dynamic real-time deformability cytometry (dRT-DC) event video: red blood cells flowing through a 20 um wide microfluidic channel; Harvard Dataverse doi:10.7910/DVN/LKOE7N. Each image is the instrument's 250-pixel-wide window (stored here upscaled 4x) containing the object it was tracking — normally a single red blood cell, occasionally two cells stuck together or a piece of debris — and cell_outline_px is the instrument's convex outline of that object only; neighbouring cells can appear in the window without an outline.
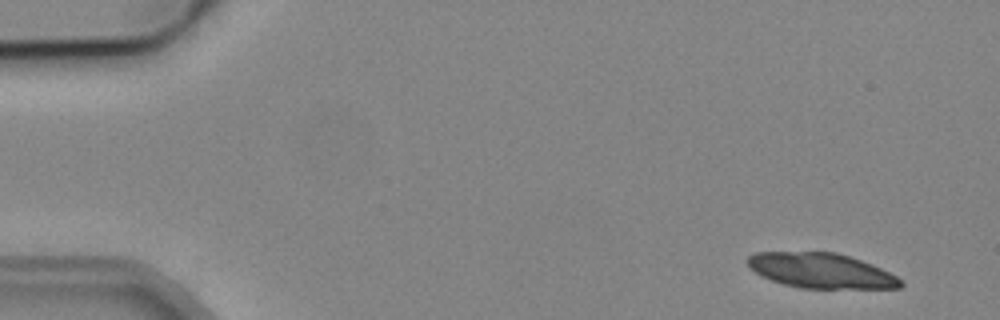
{"species": "common noctule bat (a hibernating species)", "species_latin": "Nyctalus noctula", "temperature_condition": "cold", "stored_images_in_passage": 8, "camera_frame_rate_fps": 3000, "um_per_image_px": 0.085, "animal": {"sex": "male", "body_mass_g": 19.2, "forearm_length_mm": 51.8}, "frame": {"image": 1, "passage_image": 1, "time_ms": 0.0, "image_size_px": [1000, 320], "cell_outline_px": [[904, 284], [900, 288], [800, 288], [784, 284], [772, 280], [756, 272], [748, 264], [748, 256], [756, 252], [836, 252], [872, 264], [896, 276]], "centroid_in_image_um": [69.8, 23.0], "position_along_channel_um": 15.2, "area_um2": 30.81}}
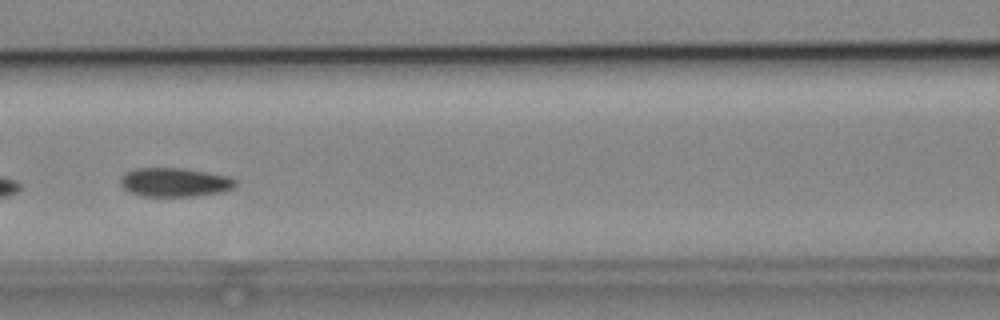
{"frame": {"image": 2, "passage_image": 6, "time_ms": 7.0, "image_size_px": [1000, 320], "cell_outline_px": [[236, 188], [224, 192], [196, 196], [144, 196], [128, 192], [120, 184], [120, 180], [128, 172], [136, 168], [180, 168], [228, 176], [236, 180]], "centroid_in_image_um": [14.89, 15.51], "position_along_channel_um": 151.7, "area_um2": 19.31}}
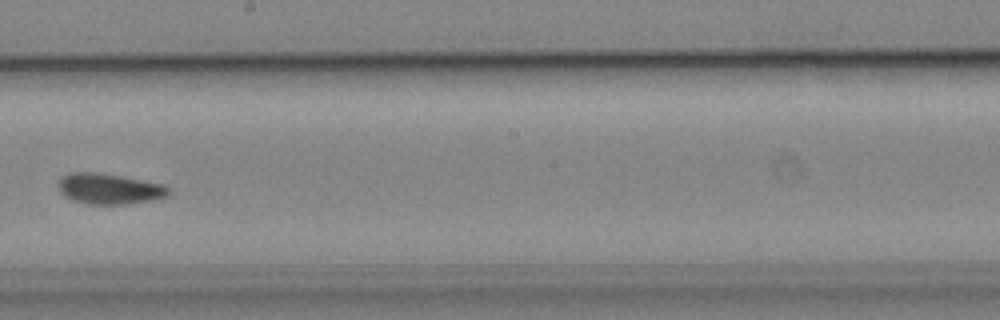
{"frame": {"image": 3, "passage_image": 8, "time_ms": 9.333, "image_size_px": [1000, 320], "cell_outline_px": [[168, 196], [152, 200], [128, 204], [84, 204], [72, 200], [64, 196], [60, 192], [60, 180], [68, 172], [96, 172], [120, 176], [160, 184], [168, 188]], "centroid_in_image_um": [9.25, 16.06], "position_along_channel_um": 239.0, "area_um2": 19.42}}